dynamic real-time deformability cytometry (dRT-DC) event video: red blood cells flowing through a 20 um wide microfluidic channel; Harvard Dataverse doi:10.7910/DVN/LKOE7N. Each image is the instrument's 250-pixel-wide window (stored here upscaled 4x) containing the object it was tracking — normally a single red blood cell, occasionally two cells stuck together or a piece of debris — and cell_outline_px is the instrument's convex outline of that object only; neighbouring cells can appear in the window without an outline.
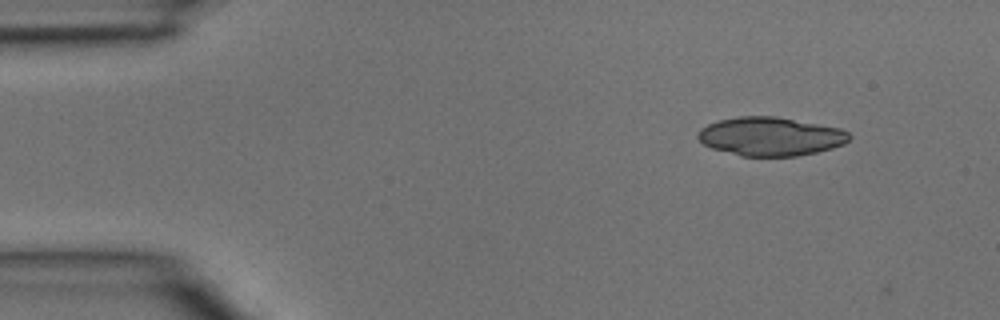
{"species": "common noctule bat (a hibernating species)", "species_latin": "Nyctalus noctula", "temperature_condition": "room temperature", "stored_images_in_passage": 4, "camera_frame_rate_fps": 3000, "um_per_image_px": 0.085, "animal": {"sex": "male", "body_mass_g": 15.6}, "frame": {"image": 1, "passage_image": 1, "time_ms": 0.0, "image_size_px": [1000, 320], "cell_outline_px": [[852, 136], [844, 144], [832, 148], [816, 152], [796, 156], [740, 156], [712, 148], [704, 144], [696, 136], [700, 128], [708, 124], [720, 120], [736, 116], [776, 116], [840, 128], [848, 132]], "centroid_in_image_um": [65.49, 11.59], "position_along_channel_um": 19.5, "area_um2": 34.1}}